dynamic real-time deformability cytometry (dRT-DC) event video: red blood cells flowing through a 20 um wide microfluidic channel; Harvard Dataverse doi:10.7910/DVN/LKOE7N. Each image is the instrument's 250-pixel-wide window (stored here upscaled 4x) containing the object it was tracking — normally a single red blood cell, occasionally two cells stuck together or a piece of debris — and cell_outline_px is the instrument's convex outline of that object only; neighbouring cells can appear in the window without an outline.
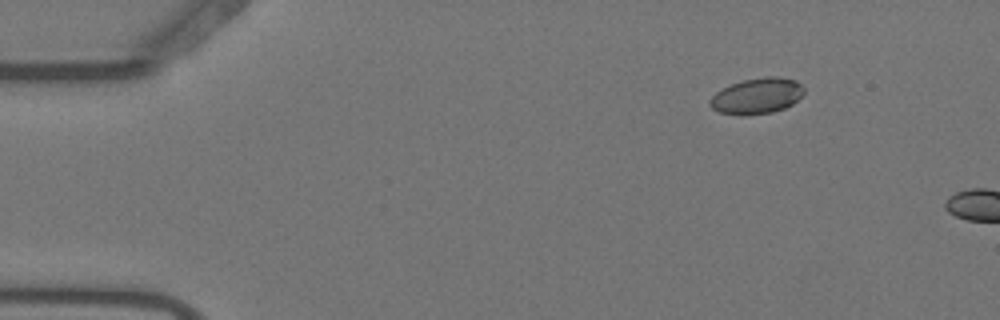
{"species": "Egyptian fruit bat (a non-hibernating species)", "species_latin": "Rousettus aegyptiacus", "temperature_condition": "warm", "stored_images_in_passage": 8, "camera_frame_rate_fps": 3000, "um_per_image_px": 0.085, "animal": {"sex": "female"}, "frame": {"image": 1, "passage_image": 4, "time_ms": 1.0, "image_size_px": [1000, 320], "cell_outline_px": [[804, 92], [792, 104], [784, 108], [772, 112], [744, 116], [740, 116], [720, 112], [712, 108], [708, 104], [708, 100], [716, 92], [732, 84], [744, 80], [764, 76], [776, 76], [796, 80], [804, 88]], "centroid_in_image_um": [64.32, 8.16], "position_along_channel_um": 20.7, "area_um2": 19.65}}